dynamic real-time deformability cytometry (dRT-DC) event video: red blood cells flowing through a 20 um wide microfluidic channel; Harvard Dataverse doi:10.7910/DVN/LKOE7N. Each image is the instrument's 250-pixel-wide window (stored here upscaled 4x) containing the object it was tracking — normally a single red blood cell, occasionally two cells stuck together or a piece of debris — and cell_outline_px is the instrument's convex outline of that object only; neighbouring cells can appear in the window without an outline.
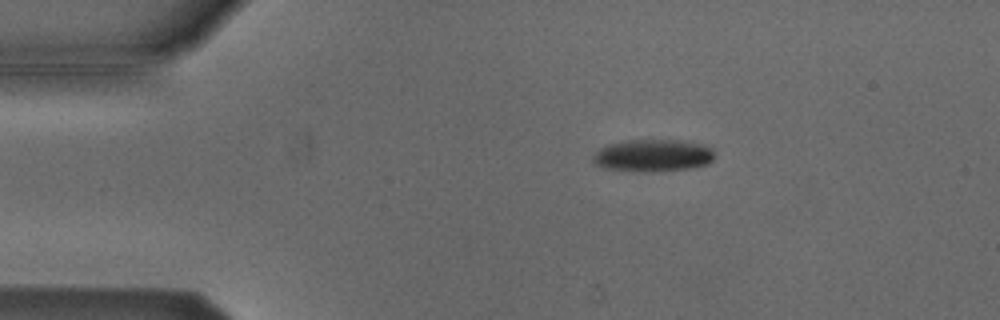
{"species": "Egyptian fruit bat (a non-hibernating species)", "species_latin": "Rousettus aegyptiacus", "temperature_condition": "cold", "stored_images_in_passage": 2, "camera_frame_rate_fps": 3000, "um_per_image_px": 0.085, "animal": {"sex": "male"}, "frame": {"image": 1, "passage_image": 2, "time_ms": 0.333, "image_size_px": [1000, 320], "cell_outline_px": [[712, 160], [708, 164], [692, 168], [652, 172], [640, 172], [604, 168], [596, 164], [592, 160], [592, 156], [600, 148], [608, 144], [632, 140], [676, 140], [696, 144], [712, 148]], "centroid_in_image_um": [55.45, 13.24], "position_along_channel_um": 29.5, "area_um2": 22.66}}